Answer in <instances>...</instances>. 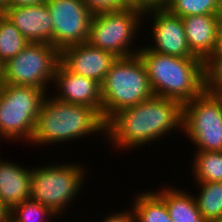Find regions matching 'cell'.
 <instances>
[{
	"mask_svg": "<svg viewBox=\"0 0 222 222\" xmlns=\"http://www.w3.org/2000/svg\"><path fill=\"white\" fill-rule=\"evenodd\" d=\"M2 13L29 42L53 45V21L46 2L8 6Z\"/></svg>",
	"mask_w": 222,
	"mask_h": 222,
	"instance_id": "4fadbf2b",
	"label": "cell"
},
{
	"mask_svg": "<svg viewBox=\"0 0 222 222\" xmlns=\"http://www.w3.org/2000/svg\"><path fill=\"white\" fill-rule=\"evenodd\" d=\"M89 10L95 14L123 9L129 4L125 0H83Z\"/></svg>",
	"mask_w": 222,
	"mask_h": 222,
	"instance_id": "d4e9b609",
	"label": "cell"
},
{
	"mask_svg": "<svg viewBox=\"0 0 222 222\" xmlns=\"http://www.w3.org/2000/svg\"><path fill=\"white\" fill-rule=\"evenodd\" d=\"M46 93L35 86L1 84L0 137L30 142Z\"/></svg>",
	"mask_w": 222,
	"mask_h": 222,
	"instance_id": "8992f818",
	"label": "cell"
},
{
	"mask_svg": "<svg viewBox=\"0 0 222 222\" xmlns=\"http://www.w3.org/2000/svg\"><path fill=\"white\" fill-rule=\"evenodd\" d=\"M192 174L195 183L222 182V151H195Z\"/></svg>",
	"mask_w": 222,
	"mask_h": 222,
	"instance_id": "ffe728a7",
	"label": "cell"
},
{
	"mask_svg": "<svg viewBox=\"0 0 222 222\" xmlns=\"http://www.w3.org/2000/svg\"><path fill=\"white\" fill-rule=\"evenodd\" d=\"M182 131L196 150L222 151V96L204 91L183 104Z\"/></svg>",
	"mask_w": 222,
	"mask_h": 222,
	"instance_id": "9c48e42d",
	"label": "cell"
},
{
	"mask_svg": "<svg viewBox=\"0 0 222 222\" xmlns=\"http://www.w3.org/2000/svg\"><path fill=\"white\" fill-rule=\"evenodd\" d=\"M8 6H10V0H0V13H2Z\"/></svg>",
	"mask_w": 222,
	"mask_h": 222,
	"instance_id": "1f68e13d",
	"label": "cell"
},
{
	"mask_svg": "<svg viewBox=\"0 0 222 222\" xmlns=\"http://www.w3.org/2000/svg\"><path fill=\"white\" fill-rule=\"evenodd\" d=\"M105 134L102 116L91 107L65 103L54 97H45L37 116L29 143L57 144L97 133Z\"/></svg>",
	"mask_w": 222,
	"mask_h": 222,
	"instance_id": "3957f363",
	"label": "cell"
},
{
	"mask_svg": "<svg viewBox=\"0 0 222 222\" xmlns=\"http://www.w3.org/2000/svg\"><path fill=\"white\" fill-rule=\"evenodd\" d=\"M129 5H135L144 10V0H125Z\"/></svg>",
	"mask_w": 222,
	"mask_h": 222,
	"instance_id": "4dcf8cb0",
	"label": "cell"
},
{
	"mask_svg": "<svg viewBox=\"0 0 222 222\" xmlns=\"http://www.w3.org/2000/svg\"><path fill=\"white\" fill-rule=\"evenodd\" d=\"M153 96L147 70L140 56L117 58L101 83L103 121Z\"/></svg>",
	"mask_w": 222,
	"mask_h": 222,
	"instance_id": "277c9868",
	"label": "cell"
},
{
	"mask_svg": "<svg viewBox=\"0 0 222 222\" xmlns=\"http://www.w3.org/2000/svg\"><path fill=\"white\" fill-rule=\"evenodd\" d=\"M146 15L153 18L151 34L155 40L154 45L146 46V48L163 55L196 57L189 49L181 17L171 14L164 7L146 9L143 19Z\"/></svg>",
	"mask_w": 222,
	"mask_h": 222,
	"instance_id": "8fae6325",
	"label": "cell"
},
{
	"mask_svg": "<svg viewBox=\"0 0 222 222\" xmlns=\"http://www.w3.org/2000/svg\"><path fill=\"white\" fill-rule=\"evenodd\" d=\"M102 222H135L134 214L132 210H125L124 212H115L108 215L107 218L103 219Z\"/></svg>",
	"mask_w": 222,
	"mask_h": 222,
	"instance_id": "484cf974",
	"label": "cell"
},
{
	"mask_svg": "<svg viewBox=\"0 0 222 222\" xmlns=\"http://www.w3.org/2000/svg\"><path fill=\"white\" fill-rule=\"evenodd\" d=\"M218 19H222V0H219V9L217 13Z\"/></svg>",
	"mask_w": 222,
	"mask_h": 222,
	"instance_id": "d6a6232c",
	"label": "cell"
},
{
	"mask_svg": "<svg viewBox=\"0 0 222 222\" xmlns=\"http://www.w3.org/2000/svg\"><path fill=\"white\" fill-rule=\"evenodd\" d=\"M2 81V64L0 63V85Z\"/></svg>",
	"mask_w": 222,
	"mask_h": 222,
	"instance_id": "836d02e7",
	"label": "cell"
},
{
	"mask_svg": "<svg viewBox=\"0 0 222 222\" xmlns=\"http://www.w3.org/2000/svg\"><path fill=\"white\" fill-rule=\"evenodd\" d=\"M215 53H222V19H218L217 47Z\"/></svg>",
	"mask_w": 222,
	"mask_h": 222,
	"instance_id": "83f0119b",
	"label": "cell"
},
{
	"mask_svg": "<svg viewBox=\"0 0 222 222\" xmlns=\"http://www.w3.org/2000/svg\"><path fill=\"white\" fill-rule=\"evenodd\" d=\"M32 169L0 159V202L9 210L30 199Z\"/></svg>",
	"mask_w": 222,
	"mask_h": 222,
	"instance_id": "2e32d148",
	"label": "cell"
},
{
	"mask_svg": "<svg viewBox=\"0 0 222 222\" xmlns=\"http://www.w3.org/2000/svg\"><path fill=\"white\" fill-rule=\"evenodd\" d=\"M117 57L88 42L68 46L60 51V63L70 72L93 79L100 85Z\"/></svg>",
	"mask_w": 222,
	"mask_h": 222,
	"instance_id": "7c38bea8",
	"label": "cell"
},
{
	"mask_svg": "<svg viewBox=\"0 0 222 222\" xmlns=\"http://www.w3.org/2000/svg\"><path fill=\"white\" fill-rule=\"evenodd\" d=\"M53 21V46L62 49L87 42L93 13L83 0H46Z\"/></svg>",
	"mask_w": 222,
	"mask_h": 222,
	"instance_id": "30bf717a",
	"label": "cell"
},
{
	"mask_svg": "<svg viewBox=\"0 0 222 222\" xmlns=\"http://www.w3.org/2000/svg\"><path fill=\"white\" fill-rule=\"evenodd\" d=\"M135 222H173L165 201L154 191L140 192L131 209Z\"/></svg>",
	"mask_w": 222,
	"mask_h": 222,
	"instance_id": "ac0fdd59",
	"label": "cell"
},
{
	"mask_svg": "<svg viewBox=\"0 0 222 222\" xmlns=\"http://www.w3.org/2000/svg\"><path fill=\"white\" fill-rule=\"evenodd\" d=\"M28 43L20 31L0 13V63L3 65L15 57Z\"/></svg>",
	"mask_w": 222,
	"mask_h": 222,
	"instance_id": "44dd1931",
	"label": "cell"
},
{
	"mask_svg": "<svg viewBox=\"0 0 222 222\" xmlns=\"http://www.w3.org/2000/svg\"><path fill=\"white\" fill-rule=\"evenodd\" d=\"M10 210L0 202V222H9Z\"/></svg>",
	"mask_w": 222,
	"mask_h": 222,
	"instance_id": "f546056e",
	"label": "cell"
},
{
	"mask_svg": "<svg viewBox=\"0 0 222 222\" xmlns=\"http://www.w3.org/2000/svg\"><path fill=\"white\" fill-rule=\"evenodd\" d=\"M49 165L32 168L30 199L46 206L60 218L79 194L87 173L84 167L74 162Z\"/></svg>",
	"mask_w": 222,
	"mask_h": 222,
	"instance_id": "5b68a950",
	"label": "cell"
},
{
	"mask_svg": "<svg viewBox=\"0 0 222 222\" xmlns=\"http://www.w3.org/2000/svg\"><path fill=\"white\" fill-rule=\"evenodd\" d=\"M45 1L46 0H10V6L39 4Z\"/></svg>",
	"mask_w": 222,
	"mask_h": 222,
	"instance_id": "f1b7e54d",
	"label": "cell"
},
{
	"mask_svg": "<svg viewBox=\"0 0 222 222\" xmlns=\"http://www.w3.org/2000/svg\"><path fill=\"white\" fill-rule=\"evenodd\" d=\"M179 17L200 14H217L219 0H170L164 7Z\"/></svg>",
	"mask_w": 222,
	"mask_h": 222,
	"instance_id": "603a6c76",
	"label": "cell"
},
{
	"mask_svg": "<svg viewBox=\"0 0 222 222\" xmlns=\"http://www.w3.org/2000/svg\"><path fill=\"white\" fill-rule=\"evenodd\" d=\"M138 55L146 67L154 96L173 99L183 105L205 91L201 58L163 55L145 46Z\"/></svg>",
	"mask_w": 222,
	"mask_h": 222,
	"instance_id": "7a4b0ae2",
	"label": "cell"
},
{
	"mask_svg": "<svg viewBox=\"0 0 222 222\" xmlns=\"http://www.w3.org/2000/svg\"><path fill=\"white\" fill-rule=\"evenodd\" d=\"M170 0H144V10L165 7Z\"/></svg>",
	"mask_w": 222,
	"mask_h": 222,
	"instance_id": "4316f807",
	"label": "cell"
},
{
	"mask_svg": "<svg viewBox=\"0 0 222 222\" xmlns=\"http://www.w3.org/2000/svg\"><path fill=\"white\" fill-rule=\"evenodd\" d=\"M190 51L202 60L215 53L217 47V14H200L182 17Z\"/></svg>",
	"mask_w": 222,
	"mask_h": 222,
	"instance_id": "9a60e30c",
	"label": "cell"
},
{
	"mask_svg": "<svg viewBox=\"0 0 222 222\" xmlns=\"http://www.w3.org/2000/svg\"><path fill=\"white\" fill-rule=\"evenodd\" d=\"M58 217L49 208L31 199L15 205L9 213V222H48Z\"/></svg>",
	"mask_w": 222,
	"mask_h": 222,
	"instance_id": "7402d4cb",
	"label": "cell"
},
{
	"mask_svg": "<svg viewBox=\"0 0 222 222\" xmlns=\"http://www.w3.org/2000/svg\"><path fill=\"white\" fill-rule=\"evenodd\" d=\"M59 62L60 52L52 44L29 42L2 65L1 84L35 86L47 92Z\"/></svg>",
	"mask_w": 222,
	"mask_h": 222,
	"instance_id": "ba28073f",
	"label": "cell"
},
{
	"mask_svg": "<svg viewBox=\"0 0 222 222\" xmlns=\"http://www.w3.org/2000/svg\"><path fill=\"white\" fill-rule=\"evenodd\" d=\"M144 10L129 5L123 9L93 14L87 42L109 51L117 58L138 55L140 49H131L143 19ZM138 30V31H137ZM133 41V42H132ZM132 42V43H131Z\"/></svg>",
	"mask_w": 222,
	"mask_h": 222,
	"instance_id": "52a82bcc",
	"label": "cell"
},
{
	"mask_svg": "<svg viewBox=\"0 0 222 222\" xmlns=\"http://www.w3.org/2000/svg\"><path fill=\"white\" fill-rule=\"evenodd\" d=\"M183 105L173 99L153 96L135 106L124 108L105 122V136L120 150L132 149L182 130ZM181 126V127H180Z\"/></svg>",
	"mask_w": 222,
	"mask_h": 222,
	"instance_id": "6da1fadb",
	"label": "cell"
},
{
	"mask_svg": "<svg viewBox=\"0 0 222 222\" xmlns=\"http://www.w3.org/2000/svg\"><path fill=\"white\" fill-rule=\"evenodd\" d=\"M205 91L222 93V53H214L204 61Z\"/></svg>",
	"mask_w": 222,
	"mask_h": 222,
	"instance_id": "cb8c5ba5",
	"label": "cell"
},
{
	"mask_svg": "<svg viewBox=\"0 0 222 222\" xmlns=\"http://www.w3.org/2000/svg\"><path fill=\"white\" fill-rule=\"evenodd\" d=\"M53 82L58 89L54 98L94 108L102 116L101 85L98 82L68 71L60 62L55 69Z\"/></svg>",
	"mask_w": 222,
	"mask_h": 222,
	"instance_id": "5bb4252c",
	"label": "cell"
},
{
	"mask_svg": "<svg viewBox=\"0 0 222 222\" xmlns=\"http://www.w3.org/2000/svg\"><path fill=\"white\" fill-rule=\"evenodd\" d=\"M172 187H163V190L156 191L165 201L171 220L173 222H206L197 207L194 195L184 192V189Z\"/></svg>",
	"mask_w": 222,
	"mask_h": 222,
	"instance_id": "e0dca14e",
	"label": "cell"
},
{
	"mask_svg": "<svg viewBox=\"0 0 222 222\" xmlns=\"http://www.w3.org/2000/svg\"><path fill=\"white\" fill-rule=\"evenodd\" d=\"M210 222H222V218L216 219V220H213V221H210Z\"/></svg>",
	"mask_w": 222,
	"mask_h": 222,
	"instance_id": "e575fe53",
	"label": "cell"
},
{
	"mask_svg": "<svg viewBox=\"0 0 222 222\" xmlns=\"http://www.w3.org/2000/svg\"><path fill=\"white\" fill-rule=\"evenodd\" d=\"M197 184L200 191L194 199L203 219L210 222L222 218V182Z\"/></svg>",
	"mask_w": 222,
	"mask_h": 222,
	"instance_id": "d6986e66",
	"label": "cell"
}]
</instances>
